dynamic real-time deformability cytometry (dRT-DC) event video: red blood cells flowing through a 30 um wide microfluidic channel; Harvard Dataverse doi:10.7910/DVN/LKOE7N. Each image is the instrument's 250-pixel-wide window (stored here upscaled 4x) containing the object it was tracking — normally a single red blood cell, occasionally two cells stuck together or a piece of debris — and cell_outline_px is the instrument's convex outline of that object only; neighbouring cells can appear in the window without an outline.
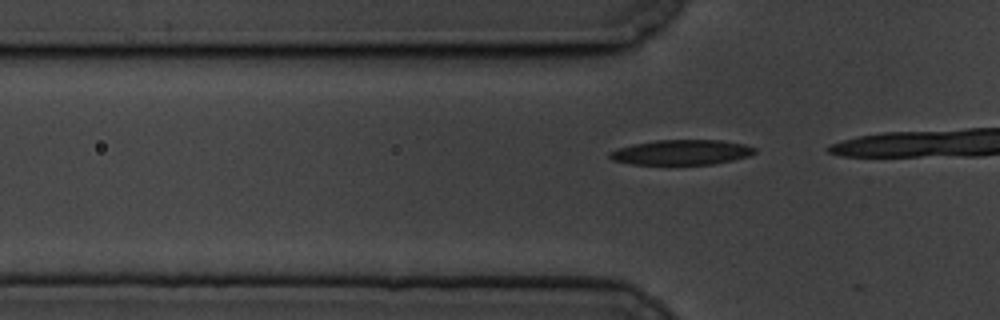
{"species": "common noctule bat (a hibernating species)", "species_latin": "Nyctalus noctula", "temperature_condition": "cold", "stored_images_in_passage": 14, "camera_frame_rate_fps": 3000, "um_per_image_px": 0.085, "animal": {"sex": "male", "body_mass_g": 19.5, "forearm_length_mm": 54.6}, "frame": {"image": 1, "passage_image": 13, "time_ms": 4.0, "image_size_px": [1000, 320], "cell_outline_px": [[756, 152], [748, 156], [732, 160], [712, 164], [632, 164], [612, 160], [608, 156], [608, 152], [632, 144], [656, 140], [720, 140], [744, 144], [756, 148]], "centroid_in_image_um": [57.91, 12.94], "position_along_channel_um": 67.9, "area_um2": 21.04}}